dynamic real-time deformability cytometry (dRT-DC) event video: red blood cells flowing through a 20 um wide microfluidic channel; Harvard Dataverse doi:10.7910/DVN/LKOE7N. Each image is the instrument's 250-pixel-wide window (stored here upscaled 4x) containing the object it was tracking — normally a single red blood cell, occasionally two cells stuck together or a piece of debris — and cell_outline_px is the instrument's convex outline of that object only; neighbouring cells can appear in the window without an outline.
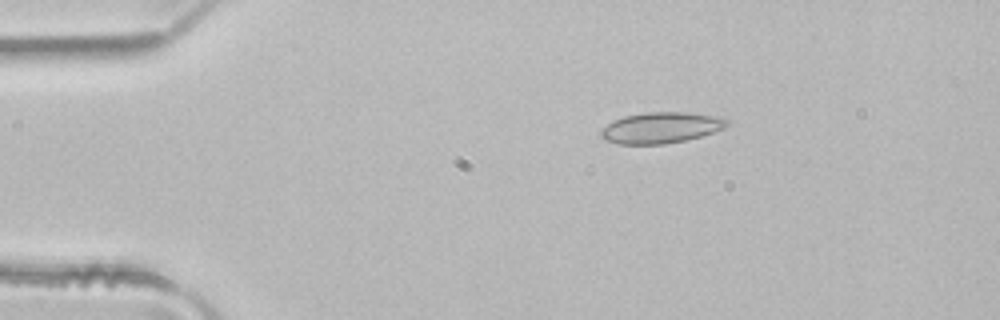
{"species": "common noctule bat (a hibernating species)", "species_latin": "Nyctalus noctula", "temperature_condition": "room temperature", "stored_images_in_passage": 3, "camera_frame_rate_fps": 3000, "um_per_image_px": 0.085, "animal": {"sex": "male", "body_mass_g": 21.5, "forearm_length_mm": 52.0}, "frame": {"image": 1, "passage_image": 2, "time_ms": 0.333, "image_size_px": [1000, 320], "cell_outline_px": [[728, 124], [724, 128], [700, 136], [684, 140], [664, 144], [620, 144], [604, 140], [600, 136], [600, 132], [608, 124], [624, 116], [648, 112], [688, 112], [716, 116], [728, 120]], "centroid_in_image_um": [56.17, 10.85], "position_along_channel_um": 28.8, "area_um2": 22.48}}